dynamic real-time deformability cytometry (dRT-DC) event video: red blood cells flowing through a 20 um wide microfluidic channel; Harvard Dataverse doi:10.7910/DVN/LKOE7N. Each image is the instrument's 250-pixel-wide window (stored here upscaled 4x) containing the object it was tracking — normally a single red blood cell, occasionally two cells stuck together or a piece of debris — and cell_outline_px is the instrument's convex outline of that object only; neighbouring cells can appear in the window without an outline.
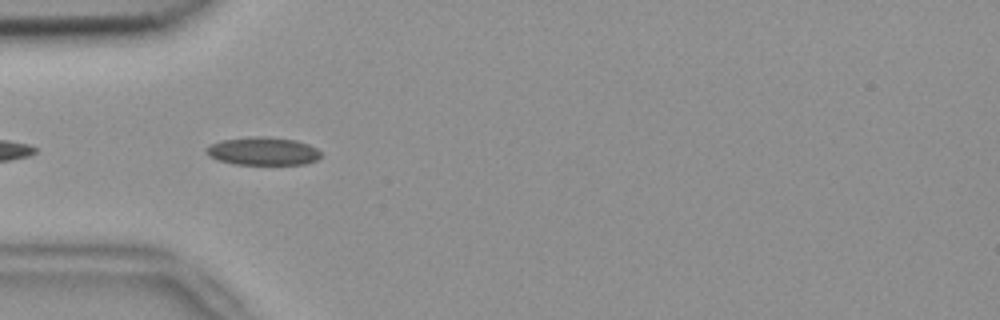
{"species": "common noctule bat (a hibernating species)", "species_latin": "Nyctalus noctula", "temperature_condition": "room temperature", "stored_images_in_passage": 9, "camera_frame_rate_fps": 3000, "um_per_image_px": 0.085, "animal": {"sex": "female", "body_mass_g": 18.4}, "frame": {"image": 1, "passage_image": 3, "time_ms": 0.667, "image_size_px": [1000, 320], "cell_outline_px": [[324, 156], [316, 160], [304, 164], [236, 164], [216, 160], [208, 156], [204, 152], [204, 148], [208, 144], [220, 140], [256, 136], [260, 136], [296, 140], [308, 144], [316, 148]], "centroid_in_image_um": [22.3, 12.85], "position_along_channel_um": 62.7, "area_um2": 18.96}}